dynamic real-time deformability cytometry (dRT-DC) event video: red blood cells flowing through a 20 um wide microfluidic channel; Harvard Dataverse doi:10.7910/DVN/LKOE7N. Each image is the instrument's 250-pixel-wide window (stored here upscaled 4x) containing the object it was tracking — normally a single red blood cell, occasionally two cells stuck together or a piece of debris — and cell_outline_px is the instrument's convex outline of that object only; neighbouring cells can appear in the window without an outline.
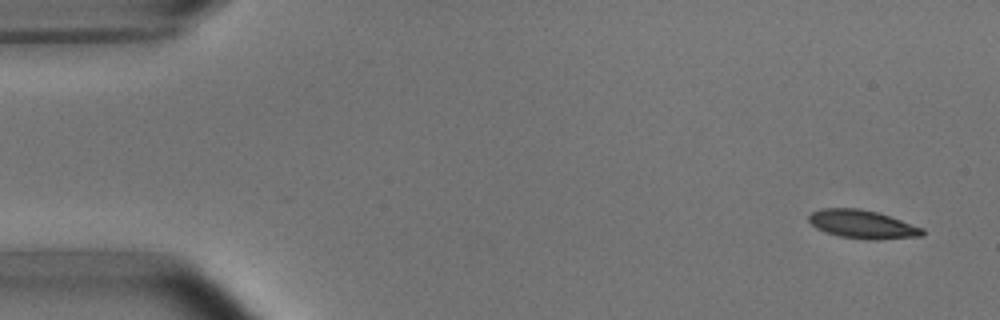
{"species": "common noctule bat (a hibernating species)", "species_latin": "Nyctalus noctula", "temperature_condition": "room temperature", "stored_images_in_passage": 4, "camera_frame_rate_fps": 3000, "um_per_image_px": 0.085, "animal": {"sex": "male", "body_mass_g": 15.6}, "frame": {"image": 1, "passage_image": 1, "time_ms": 0.0, "image_size_px": [1000, 320], "cell_outline_px": [[924, 236], [876, 240], [868, 240], [840, 236], [816, 228], [808, 220], [808, 216], [812, 212], [820, 208], [860, 208], [880, 212], [924, 228]], "centroid_in_image_um": [73.35, 19.06], "position_along_channel_um": 11.7, "area_um2": 19.02}}